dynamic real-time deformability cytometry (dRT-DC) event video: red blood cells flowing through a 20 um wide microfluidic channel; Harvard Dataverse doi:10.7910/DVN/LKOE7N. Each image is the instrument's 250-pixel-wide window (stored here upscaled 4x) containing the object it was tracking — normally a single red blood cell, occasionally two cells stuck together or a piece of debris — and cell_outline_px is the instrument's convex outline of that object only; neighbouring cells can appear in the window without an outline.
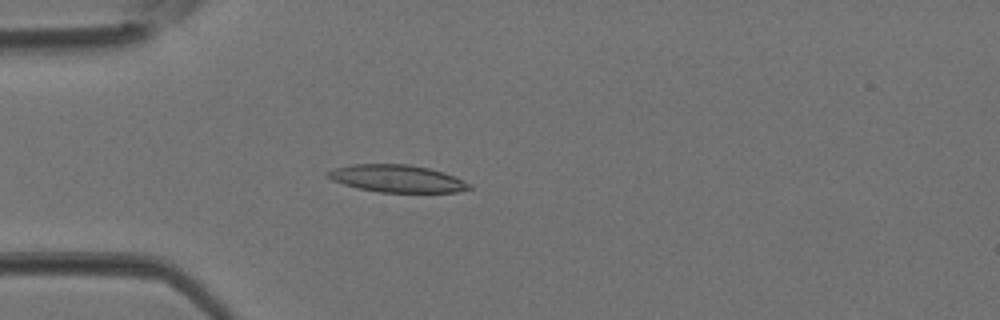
{"species": "Egyptian fruit bat (a non-hibernating species)", "species_latin": "Rousettus aegyptiacus", "temperature_condition": "room temperature", "stored_images_in_passage": 38, "camera_frame_rate_fps": 3000, "um_per_image_px": 0.085, "animal": {"sex": "female"}, "frame": {"image": 1, "passage_image": 11, "time_ms": 3.333, "image_size_px": [1000, 320], "cell_outline_px": [[472, 188], [456, 192], [380, 192], [356, 188], [332, 180], [324, 176], [328, 172], [336, 168], [352, 164], [408, 164], [428, 168], [444, 172], [472, 184]], "centroid_in_image_um": [33.75, 15.18], "position_along_channel_um": 51.3, "area_um2": 22.48}}
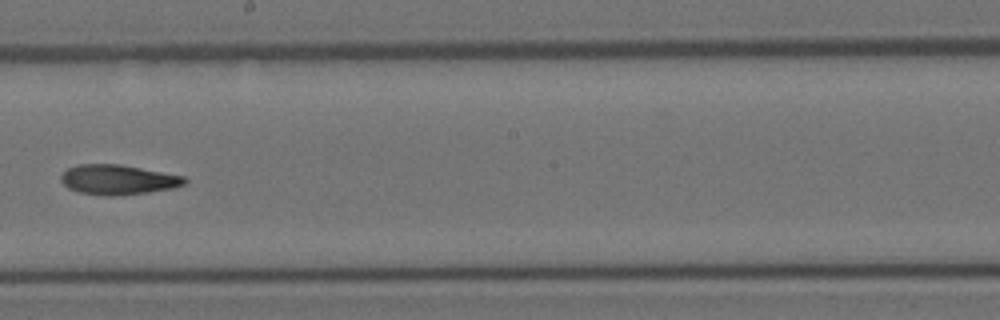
{"frame": {"image": 2, "passage_image": 22, "time_ms": 7.0, "image_size_px": [1000, 320], "cell_outline_px": [[188, 180], [184, 184], [172, 188], [148, 192], [112, 196], [104, 196], [80, 192], [68, 188], [60, 180], [60, 176], [68, 168], [76, 164], [120, 164], [184, 176]], "centroid_in_image_um": [10.01, 15.27], "position_along_channel_um": 238.2, "area_um2": 21.44}}
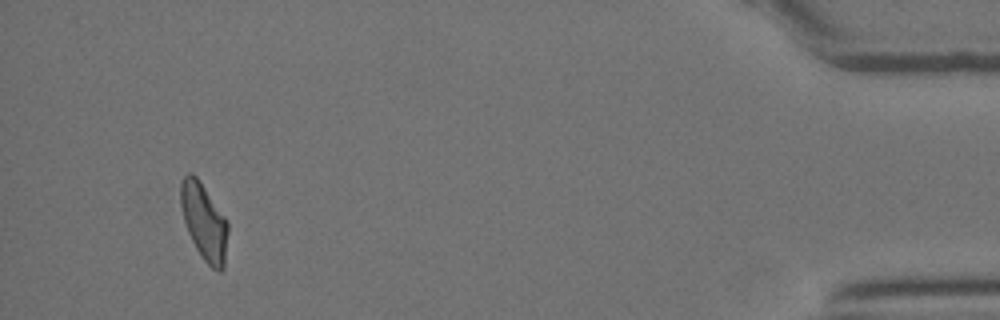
{"frame": {"image": 3, "passage_image": 36, "time_ms": 11.667, "image_size_px": [1000, 320], "cell_outline_px": [[228, 232], [224, 268], [220, 272], [212, 268], [200, 256], [188, 232], [184, 220], [180, 204], [180, 180], [188, 172], [192, 172], [200, 180], [228, 220]], "centroid_in_image_um": [17.35, 18.82], "position_along_channel_um": 417.9, "area_um2": 21.39}}